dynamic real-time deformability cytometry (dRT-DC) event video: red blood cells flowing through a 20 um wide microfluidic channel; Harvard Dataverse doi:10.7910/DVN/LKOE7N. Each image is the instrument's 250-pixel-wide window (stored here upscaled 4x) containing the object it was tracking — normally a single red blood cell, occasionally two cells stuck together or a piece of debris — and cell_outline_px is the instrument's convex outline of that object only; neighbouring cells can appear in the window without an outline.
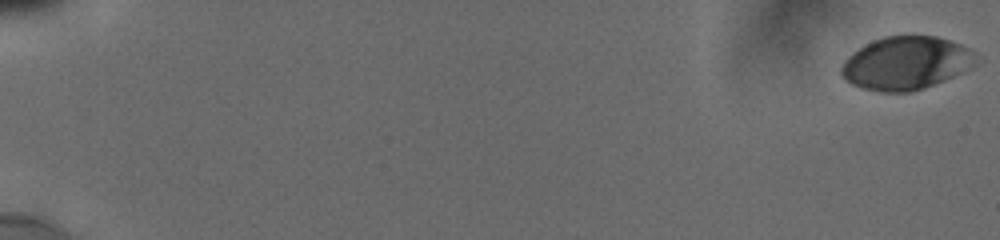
{"species": "human", "species_latin": "Homo sapiens", "temperature_condition": "cold", "stored_images_in_passage": 13, "camera_frame_rate_fps": 3000, "um_per_image_px": 0.085, "donor": {"sex": "male"}, "frame": {"image": 1, "passage_image": 1, "time_ms": 0.0, "image_size_px": [1000, 240], "cell_outline_px": [[976, 52], [960, 72], [944, 80], [924, 88], [912, 92], [880, 92], [860, 88], [844, 80], [840, 72], [840, 68], [844, 60], [852, 52], [872, 40], [884, 36], [936, 36], [960, 44]], "centroid_in_image_um": [76.87, 5.37], "position_along_channel_um": 8.1, "area_um2": 41.04}}
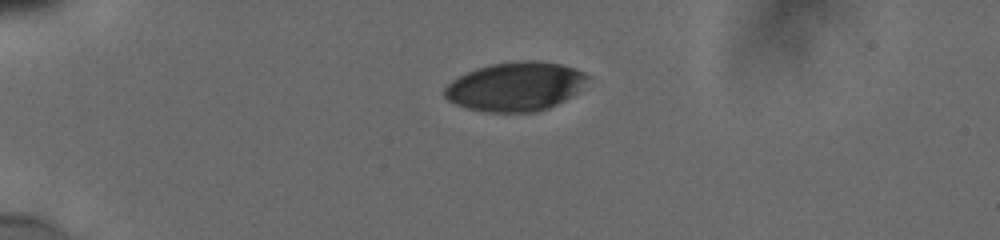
{"frame": {"image": 2, "passage_image": 9, "time_ms": 5.0, "image_size_px": [1000, 240], "cell_outline_px": [[592, 76], [580, 92], [548, 108], [532, 112], [488, 112], [468, 108], [456, 104], [448, 100], [444, 96], [444, 88], [452, 80], [476, 68], [492, 64], [520, 60], [536, 60], [560, 64], [584, 72]], "centroid_in_image_um": [43.86, 7.35], "position_along_channel_um": 41.1, "area_um2": 40.92}}